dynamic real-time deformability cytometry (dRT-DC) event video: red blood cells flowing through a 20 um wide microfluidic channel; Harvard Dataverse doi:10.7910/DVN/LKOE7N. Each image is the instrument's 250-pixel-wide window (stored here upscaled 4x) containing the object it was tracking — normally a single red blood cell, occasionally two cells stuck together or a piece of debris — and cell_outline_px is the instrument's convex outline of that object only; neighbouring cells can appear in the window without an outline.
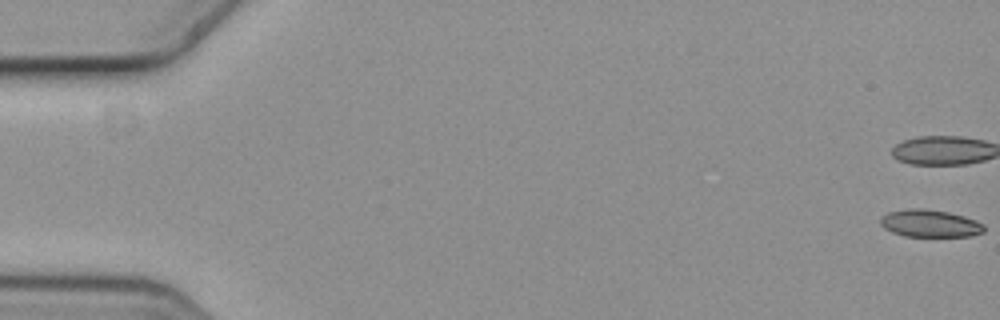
{"species": "common noctule bat (a hibernating species)", "species_latin": "Nyctalus noctula", "temperature_condition": "cold", "stored_images_in_passage": 4, "camera_frame_rate_fps": 3000, "um_per_image_px": 0.085, "animal": {"sex": "female", "body_mass_g": 19.3, "forearm_length_mm": 54.1}, "frame": {"image": 1, "passage_image": 1, "time_ms": 0.0, "image_size_px": [1000, 320], "cell_outline_px": [[984, 232], [972, 236], [904, 236], [892, 232], [884, 228], [880, 224], [880, 216], [888, 212], [908, 208], [924, 208], [948, 212], [964, 216], [976, 220], [984, 224]], "centroid_in_image_um": [79.03, 18.98], "position_along_channel_um": 6.0, "area_um2": 16.7}}